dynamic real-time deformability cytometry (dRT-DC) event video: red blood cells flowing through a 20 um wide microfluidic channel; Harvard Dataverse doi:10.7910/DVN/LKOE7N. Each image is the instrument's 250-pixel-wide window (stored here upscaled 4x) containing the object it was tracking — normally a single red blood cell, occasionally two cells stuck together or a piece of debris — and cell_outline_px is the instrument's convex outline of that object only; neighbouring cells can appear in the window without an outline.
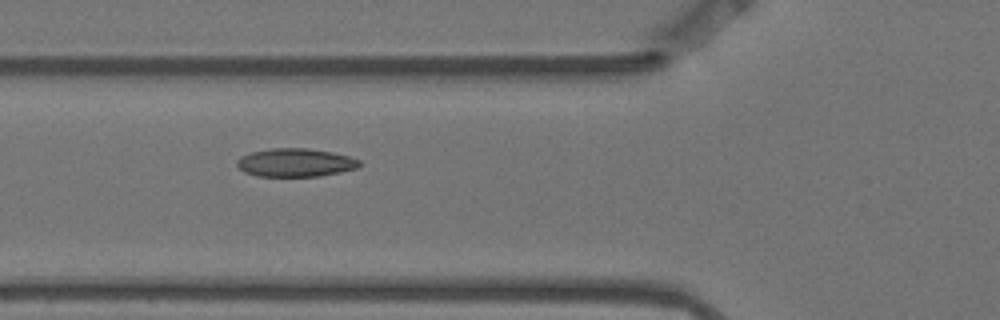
{"species": "Egyptian fruit bat (a non-hibernating species)", "species_latin": "Rousettus aegyptiacus", "temperature_condition": "warm", "stored_images_in_passage": 13, "camera_frame_rate_fps": 3000, "um_per_image_px": 0.085, "animal": {"sex": "female"}, "frame": {"image": 1, "passage_image": 4, "time_ms": 1.0, "image_size_px": [1000, 320], "cell_outline_px": [[360, 164], [356, 168], [340, 172], [320, 176], [256, 176], [244, 172], [236, 164], [236, 160], [240, 156], [252, 152], [272, 148], [308, 148], [332, 152], [348, 156], [360, 160]], "centroid_in_image_um": [25.08, 13.82], "position_along_channel_um": 100.7, "area_um2": 20.17}}
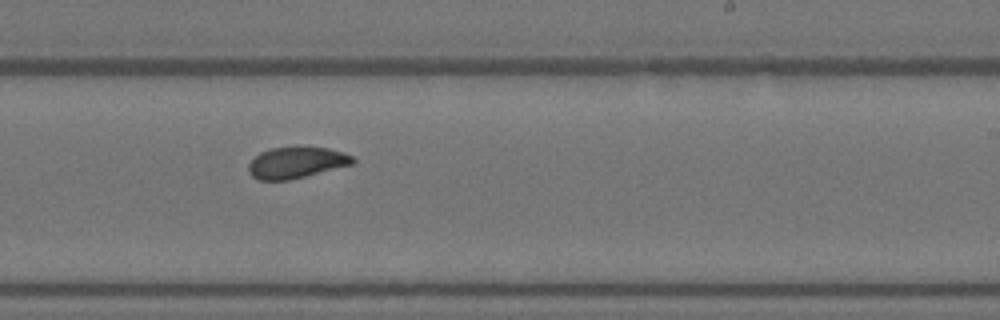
{"frame": {"image": 2, "passage_image": 8, "time_ms": 2.333, "image_size_px": [1000, 320], "cell_outline_px": [[356, 160], [352, 164], [288, 180], [260, 180], [252, 176], [248, 172], [248, 164], [260, 152], [272, 148], [328, 148], [352, 156]], "centroid_in_image_um": [25.15, 13.83], "position_along_channel_um": 263.9, "area_um2": 18.44}}
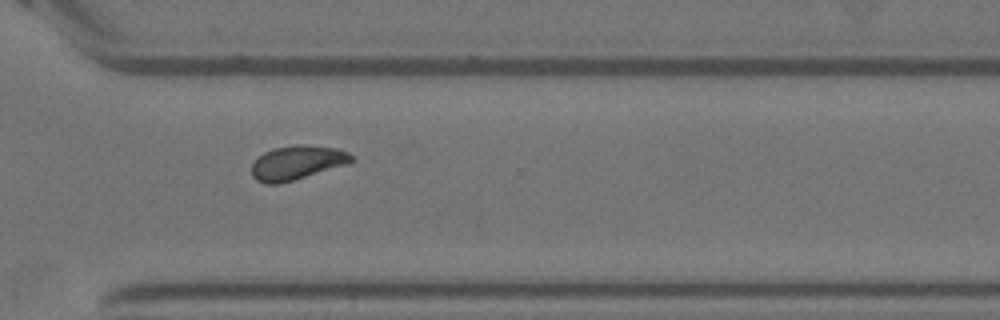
{"frame": {"image": 3, "passage_image": 10, "time_ms": 3.0, "image_size_px": [1000, 320], "cell_outline_px": [[356, 160], [348, 164], [280, 184], [264, 184], [256, 180], [252, 176], [252, 164], [264, 152], [272, 148], [296, 144], [300, 144], [336, 148], [348, 152]], "centroid_in_image_um": [25.25, 13.83], "position_along_channel_um": 345.3, "area_um2": 19.94}}